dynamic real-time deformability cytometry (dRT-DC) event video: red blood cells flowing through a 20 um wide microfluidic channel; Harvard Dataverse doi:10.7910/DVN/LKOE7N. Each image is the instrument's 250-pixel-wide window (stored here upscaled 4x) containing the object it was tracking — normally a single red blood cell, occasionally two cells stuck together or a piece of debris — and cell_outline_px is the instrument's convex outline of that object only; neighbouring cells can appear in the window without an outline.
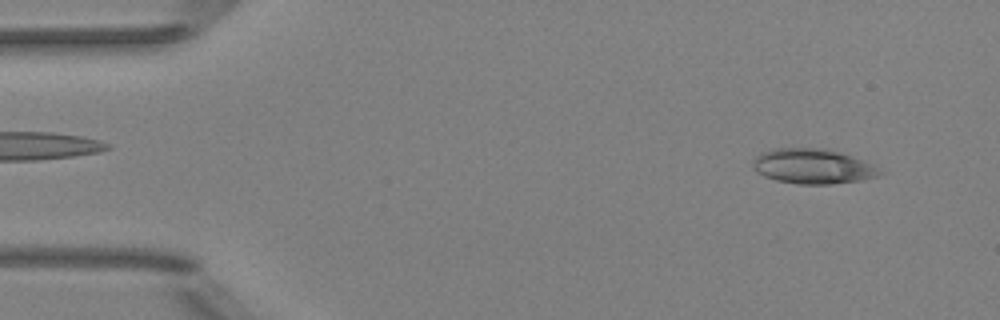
{"species": "Egyptian fruit bat (a non-hibernating species)", "species_latin": "Rousettus aegyptiacus", "temperature_condition": "room temperature", "stored_images_in_passage": 3, "camera_frame_rate_fps": 3000, "um_per_image_px": 0.085, "animal": {"sex": "female"}, "frame": {"image": 1, "passage_image": 1, "time_ms": 0.0, "image_size_px": [1000, 320], "cell_outline_px": [[888, 172], [880, 176], [860, 180], [832, 184], [800, 184], [776, 180], [764, 176], [756, 172], [752, 164], [752, 160], [756, 156], [772, 148], [824, 148], [840, 152], [872, 164]], "centroid_in_image_um": [69.12, 14.14], "position_along_channel_um": 15.9, "area_um2": 26.01}}